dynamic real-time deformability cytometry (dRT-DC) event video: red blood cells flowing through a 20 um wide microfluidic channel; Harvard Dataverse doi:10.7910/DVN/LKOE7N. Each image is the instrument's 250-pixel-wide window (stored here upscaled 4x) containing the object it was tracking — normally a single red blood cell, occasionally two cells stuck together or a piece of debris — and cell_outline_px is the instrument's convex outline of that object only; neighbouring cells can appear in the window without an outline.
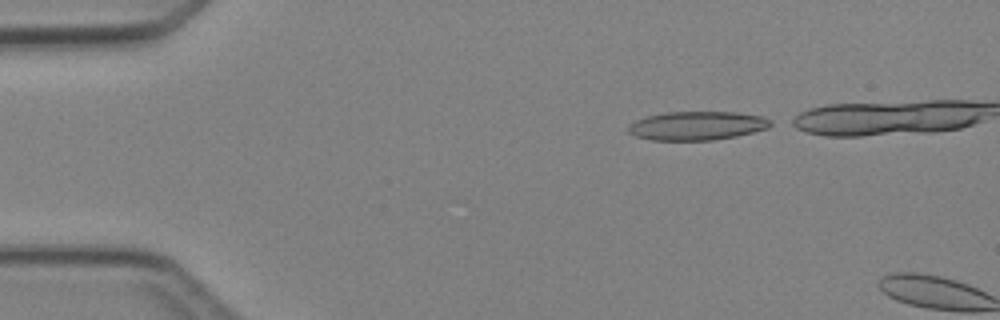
{"species": "Egyptian fruit bat (a non-hibernating species)", "species_latin": "Rousettus aegyptiacus", "temperature_condition": "cold", "stored_images_in_passage": 2, "camera_frame_rate_fps": 3000, "um_per_image_px": 0.085, "animal": {"sex": "female"}, "frame": {"image": 1, "passage_image": 1, "time_ms": 0.0, "image_size_px": [1000, 320], "cell_outline_px": [[776, 124], [768, 128], [736, 136], [712, 140], [652, 140], [636, 136], [628, 132], [628, 124], [636, 120], [648, 116], [664, 112], [736, 112], [764, 116], [772, 120]], "centroid_in_image_um": [59.29, 10.68], "position_along_channel_um": 25.7, "area_um2": 23.99}}